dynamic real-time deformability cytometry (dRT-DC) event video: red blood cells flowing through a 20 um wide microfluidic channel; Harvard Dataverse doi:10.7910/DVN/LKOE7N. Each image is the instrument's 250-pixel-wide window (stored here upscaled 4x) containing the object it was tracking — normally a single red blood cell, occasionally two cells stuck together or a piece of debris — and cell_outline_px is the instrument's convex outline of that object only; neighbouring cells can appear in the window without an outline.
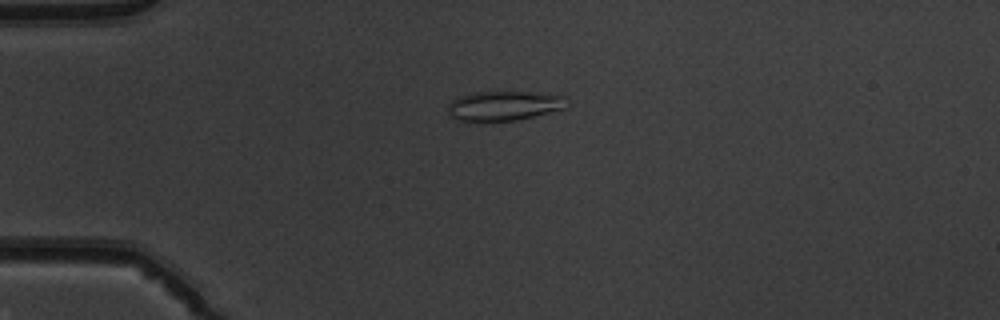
{"species": "common noctule bat (a hibernating species)", "species_latin": "Nyctalus noctula", "temperature_condition": "warm", "stored_images_in_passage": 51, "camera_frame_rate_fps": 3000, "um_per_image_px": 0.085, "animal": {"sex": "male", "body_mass_g": 19.5, "forearm_length_mm": 54.6}, "frame": {"image": 1, "passage_image": 13, "time_ms": 4.0, "image_size_px": [1000, 320], "cell_outline_px": [[568, 108], [516, 120], [476, 124], [456, 120], [448, 116], [448, 104], [456, 96], [476, 92], [532, 92], [568, 96]], "centroid_in_image_um": [42.8, 9.03], "position_along_channel_um": 42.2, "area_um2": 21.5}}
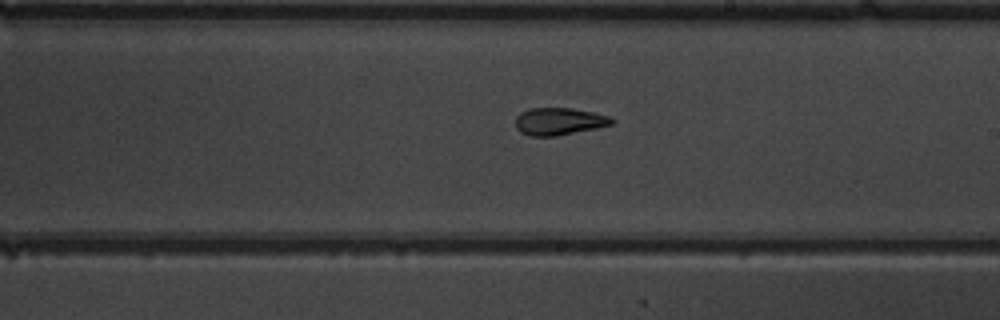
{"frame": {"image": 2, "passage_image": 30, "time_ms": 9.667, "image_size_px": [1000, 320], "cell_outline_px": [[616, 124], [556, 136], [528, 136], [520, 132], [516, 128], [516, 116], [520, 112], [532, 108], [572, 108], [596, 112], [608, 116], [616, 120]], "centroid_in_image_um": [47.55, 10.32], "position_along_channel_um": 241.5, "area_um2": 15.55}}
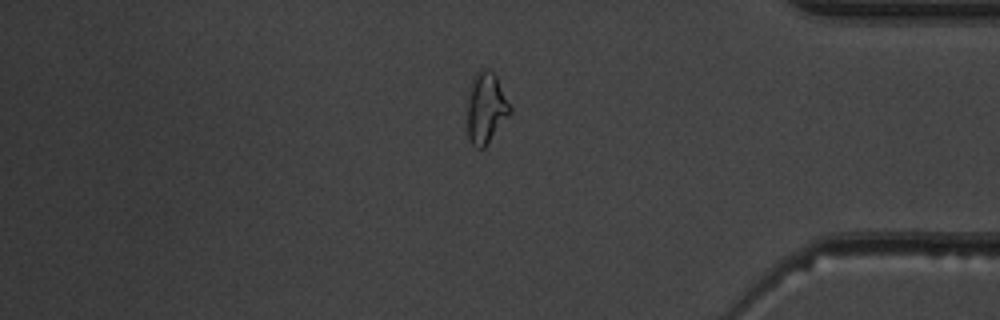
{"frame": {"image": 3, "passage_image": 43, "time_ms": 14.0, "image_size_px": [1000, 320], "cell_outline_px": [[512, 112], [484, 148], [476, 148], [472, 144], [468, 136], [468, 104], [472, 76], [480, 68], [488, 68], [496, 76], [512, 108]], "centroid_in_image_um": [41.32, 9.16], "position_along_channel_um": 393.9, "area_um2": 17.63}, "authors_computed_cell_mechanics": {"area_um2": 17.3978, "velocity_mm_per_s": 4.034, "shape_relaxation_time_tau1_ms": null, "shape_relaxation_time_tau2_ms": 1.628, "deformation_change_tau1": null, "deformation_change_tau2": 0.071}}